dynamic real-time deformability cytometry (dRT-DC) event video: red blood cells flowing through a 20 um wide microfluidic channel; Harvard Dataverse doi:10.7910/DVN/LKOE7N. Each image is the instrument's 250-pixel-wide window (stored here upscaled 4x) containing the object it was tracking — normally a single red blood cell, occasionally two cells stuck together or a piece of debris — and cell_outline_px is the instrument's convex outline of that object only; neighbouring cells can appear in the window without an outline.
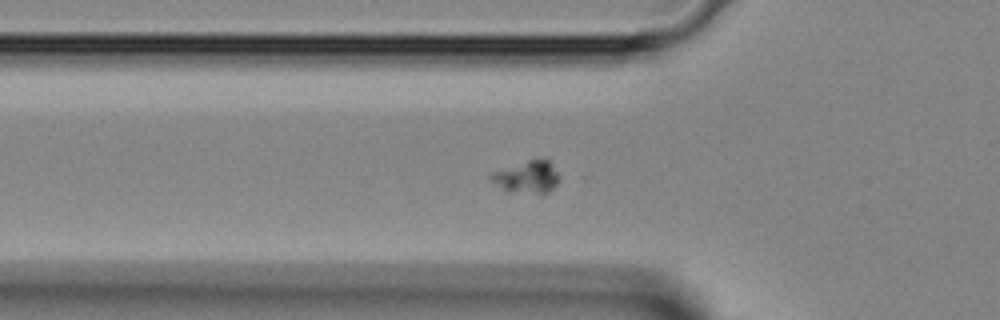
{"species": "Egyptian fruit bat (a non-hibernating species)", "species_latin": "Rousettus aegyptiacus", "temperature_condition": "room temperature", "stored_images_in_passage": 40, "camera_frame_rate_fps": 3000, "um_per_image_px": 0.085, "animal": {"sex": "female"}, "frame": {"image": 1, "passage_image": 9, "time_ms": 2.667, "image_size_px": [1000, 320], "cell_outline_px": [[560, 180], [548, 192], [508, 192], [488, 180], [488, 176], [492, 172], [528, 160], [544, 156], [548, 156], [560, 176]], "centroid_in_image_um": [44.81, 14.99], "position_along_channel_um": 81.0, "area_um2": 13.12}}
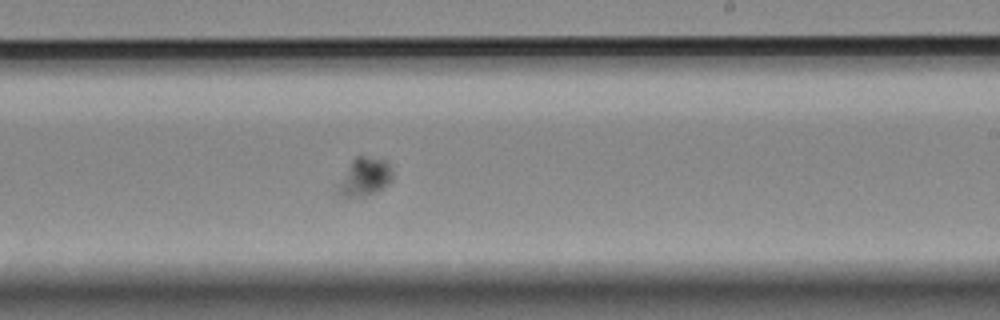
{"frame": {"image": 2, "passage_image": 21, "time_ms": 6.667, "image_size_px": [1000, 320], "cell_outline_px": [[392, 180], [388, 184], [376, 192], [364, 196], [336, 196], [336, 192], [352, 160], [356, 156], [364, 156], [388, 160], [392, 168]], "centroid_in_image_um": [31.05, 15.03], "position_along_channel_um": 258.0, "area_um2": 11.96}}
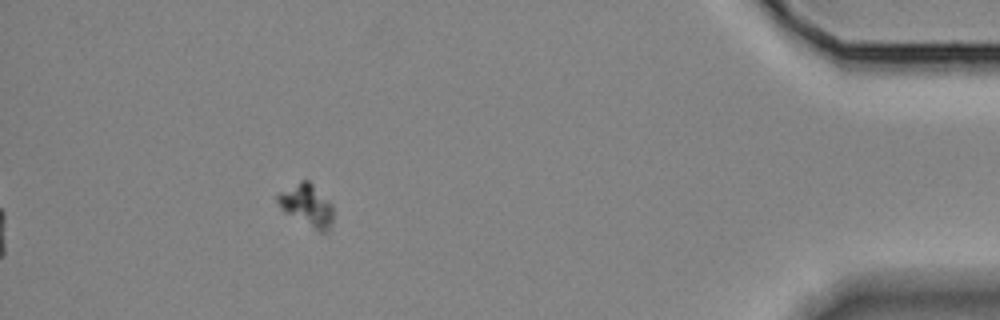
{"frame": {"image": 3, "passage_image": 35, "time_ms": 11.333, "image_size_px": [1000, 320], "cell_outline_px": [[332, 224], [328, 232], [320, 232], [284, 212], [280, 208], [276, 200], [276, 196], [280, 192], [300, 180], [308, 180], [332, 204]], "centroid_in_image_um": [26.07, 17.46], "position_along_channel_um": 409.1, "area_um2": 13.53}}